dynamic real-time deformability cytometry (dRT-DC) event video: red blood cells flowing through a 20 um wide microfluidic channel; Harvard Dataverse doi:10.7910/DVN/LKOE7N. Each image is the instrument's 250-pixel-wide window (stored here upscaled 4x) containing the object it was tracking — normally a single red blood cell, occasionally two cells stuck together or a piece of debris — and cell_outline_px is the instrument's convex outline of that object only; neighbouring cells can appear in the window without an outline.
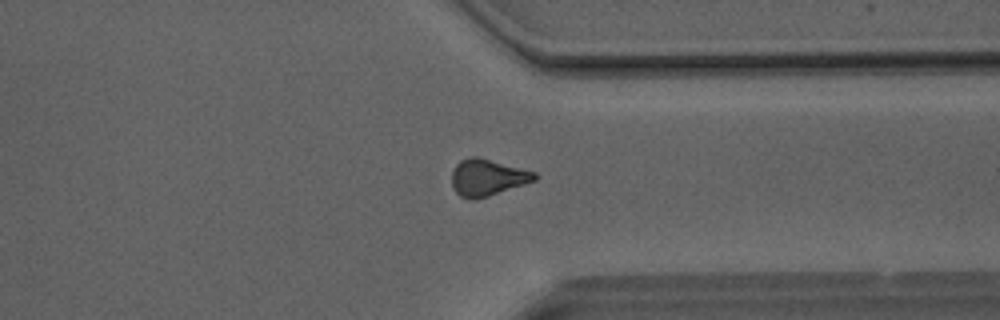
{"species": "Egyptian fruit bat (a non-hibernating species)", "species_latin": "Rousettus aegyptiacus", "temperature_condition": "room temperature", "stored_images_in_passage": 50, "camera_frame_rate_fps": 3000, "um_per_image_px": 0.085, "animal": {"sex": "male"}, "frame": {"image": 1, "passage_image": 39, "time_ms": 12.667, "image_size_px": [1000, 320], "cell_outline_px": [[536, 180], [476, 200], [468, 200], [460, 196], [456, 192], [452, 184], [452, 172], [456, 164], [460, 160], [468, 156], [476, 156], [536, 172]], "centroid_in_image_um": [41.39, 15.09], "position_along_channel_um": 370.0, "area_um2": 17.63}}
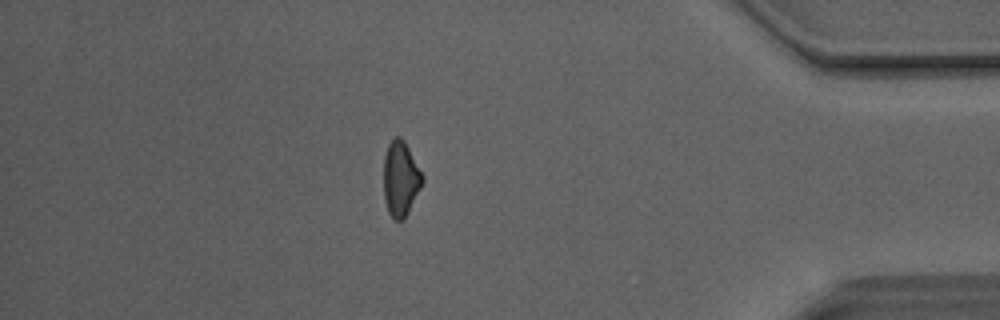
{"frame": {"image": 2, "passage_image": 44, "time_ms": 14.333, "image_size_px": [1000, 320], "cell_outline_px": [[424, 180], [404, 220], [396, 220], [388, 212], [384, 196], [384, 156], [388, 144], [396, 136], [400, 136], [404, 140], [424, 176]], "centroid_in_image_um": [34.05, 15.17], "position_along_channel_um": 401.1, "area_um2": 16.82}, "authors_computed_cell_mechanics": {"area_um2": 17.9758, "velocity_mm_per_s": 4.1557, "shape_relaxation_time_tau1_ms": null, "shape_relaxation_time_tau2_ms": 4.7142, "deformation_change_tau1": null, "deformation_change_tau2": 0.1402}}